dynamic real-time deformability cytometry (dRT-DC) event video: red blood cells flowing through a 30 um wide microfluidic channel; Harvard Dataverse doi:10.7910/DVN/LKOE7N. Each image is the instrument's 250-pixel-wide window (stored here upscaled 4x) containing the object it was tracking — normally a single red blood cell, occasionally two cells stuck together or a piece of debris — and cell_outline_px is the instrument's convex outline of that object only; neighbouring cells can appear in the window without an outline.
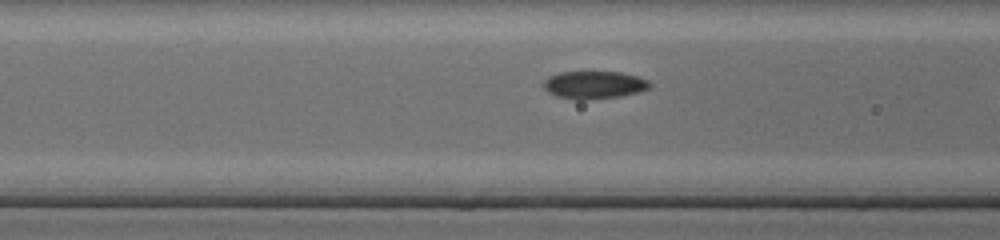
{"species": "common noctule bat (a hibernating species)", "species_latin": "Nyctalus noctula", "temperature_condition": "cold", "stored_images_in_passage": 30, "camera_frame_rate_fps": 3000, "um_per_image_px": 0.085, "animal": {"sex": "female", "body_mass_g": 17.0, "forearm_length_mm": 48.0}, "frame": {"image": 1, "passage_image": 11, "time_ms": 3.333, "image_size_px": [1000, 240], "cell_outline_px": [[652, 84], [648, 88], [640, 92], [620, 96], [584, 100], [576, 100], [556, 96], [548, 92], [544, 88], [544, 80], [548, 76], [560, 72], [620, 72], [636, 76], [648, 80]], "centroid_in_image_um": [50.49, 7.22], "position_along_channel_um": 116.1, "area_um2": 17.17}}
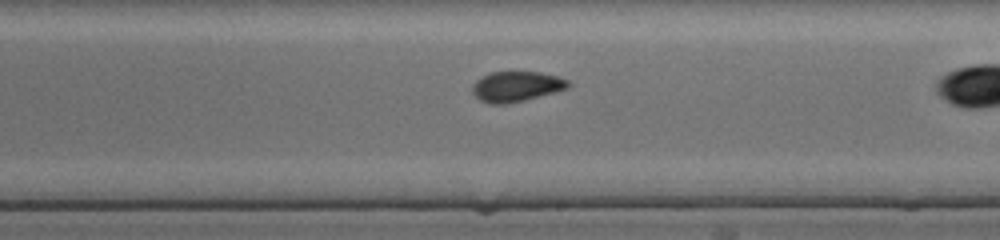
{"frame": {"image": 2, "passage_image": 20, "time_ms": 6.333, "image_size_px": [1000, 240], "cell_outline_px": [[572, 84], [568, 88], [524, 100], [504, 104], [492, 104], [480, 100], [472, 92], [472, 84], [480, 76], [488, 72], [540, 72], [560, 76], [568, 80]], "centroid_in_image_um": [43.88, 7.33], "position_along_channel_um": 245.1, "area_um2": 16.99}}
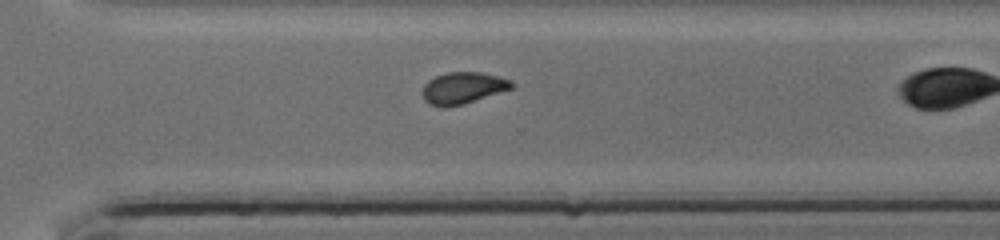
{"frame": {"image": 3, "passage_image": 26, "time_ms": 8.333, "image_size_px": [1000, 240], "cell_outline_px": [[516, 84], [512, 88], [460, 104], [428, 104], [424, 100], [424, 84], [428, 80], [436, 76], [448, 72], [480, 72], [512, 80]], "centroid_in_image_um": [39.38, 7.42], "position_along_channel_um": 331.2, "area_um2": 15.66}}